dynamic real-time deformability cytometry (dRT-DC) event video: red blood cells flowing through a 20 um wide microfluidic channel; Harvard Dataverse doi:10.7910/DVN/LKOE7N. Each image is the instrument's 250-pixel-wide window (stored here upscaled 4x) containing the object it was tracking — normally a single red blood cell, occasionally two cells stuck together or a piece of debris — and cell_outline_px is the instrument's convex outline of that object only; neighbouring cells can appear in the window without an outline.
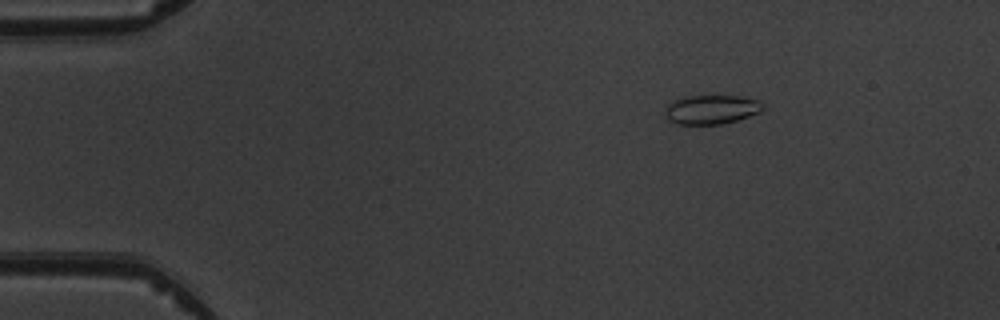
{"species": "common noctule bat (a hibernating species)", "species_latin": "Nyctalus noctula", "temperature_condition": "warm", "stored_images_in_passage": 4, "camera_frame_rate_fps": 3000, "um_per_image_px": 0.085, "animal": {"sex": "male", "body_mass_g": 19.5, "forearm_length_mm": 54.6}, "frame": {"image": 1, "passage_image": 1, "time_ms": 0.0, "image_size_px": [1000, 320], "cell_outline_px": [[764, 108], [760, 112], [724, 124], [680, 124], [668, 120], [668, 104], [672, 100], [684, 96], [740, 96], [756, 100], [764, 104]], "centroid_in_image_um": [60.5, 9.3], "position_along_channel_um": 24.5, "area_um2": 16.36}}
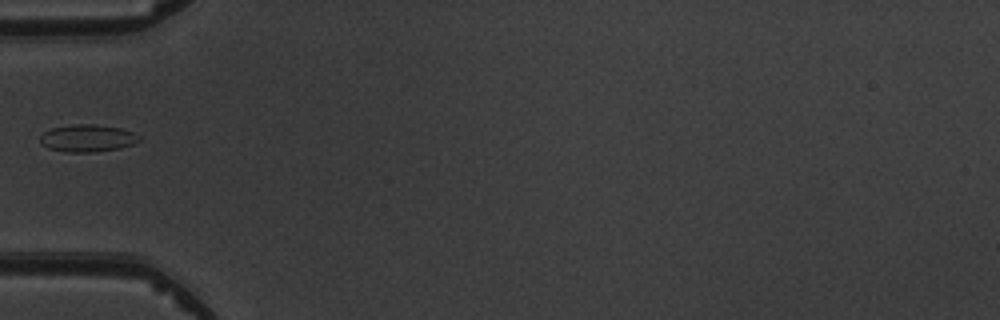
{"frame": {"image": 2, "passage_image": 4, "time_ms": 3.333, "image_size_px": [1000, 320], "cell_outline_px": [[140, 140], [132, 144], [120, 148], [92, 152], [64, 152], [48, 148], [40, 144], [40, 136], [44, 132], [52, 128], [72, 124], [92, 124], [120, 128], [132, 132], [140, 136]], "centroid_in_image_um": [7.4, 11.75], "position_along_channel_um": 77.6, "area_um2": 15.72}}